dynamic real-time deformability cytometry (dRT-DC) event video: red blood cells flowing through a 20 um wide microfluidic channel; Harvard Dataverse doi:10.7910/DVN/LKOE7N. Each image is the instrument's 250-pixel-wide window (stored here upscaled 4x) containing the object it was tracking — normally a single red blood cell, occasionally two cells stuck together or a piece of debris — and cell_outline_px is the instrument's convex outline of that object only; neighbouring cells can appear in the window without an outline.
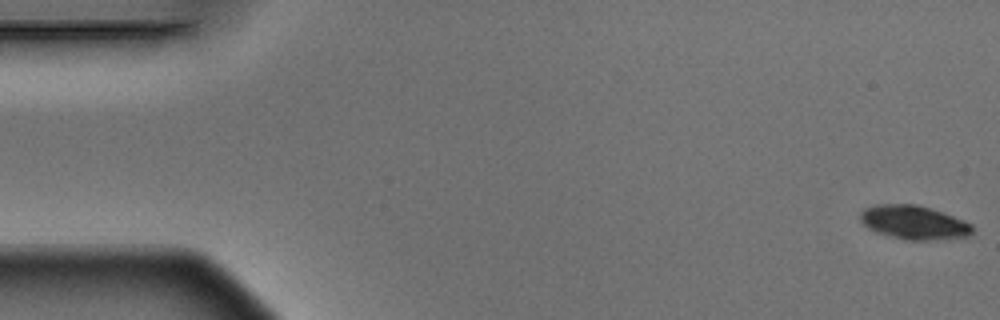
{"species": "Egyptian fruit bat (a non-hibernating species)", "species_latin": "Rousettus aegyptiacus", "temperature_condition": "warm", "stored_images_in_passage": 5, "camera_frame_rate_fps": 3000, "um_per_image_px": 0.085, "animal": {"sex": "male"}, "frame": {"image": 1, "passage_image": 1, "time_ms": 0.0, "image_size_px": [1000, 320], "cell_outline_px": [[972, 232], [968, 236], [944, 240], [904, 240], [888, 236], [876, 232], [868, 228], [860, 220], [860, 212], [864, 208], [876, 204], [916, 204], [932, 208], [964, 220], [972, 224]], "centroid_in_image_um": [77.68, 18.91], "position_along_channel_um": 7.3, "area_um2": 22.43}}